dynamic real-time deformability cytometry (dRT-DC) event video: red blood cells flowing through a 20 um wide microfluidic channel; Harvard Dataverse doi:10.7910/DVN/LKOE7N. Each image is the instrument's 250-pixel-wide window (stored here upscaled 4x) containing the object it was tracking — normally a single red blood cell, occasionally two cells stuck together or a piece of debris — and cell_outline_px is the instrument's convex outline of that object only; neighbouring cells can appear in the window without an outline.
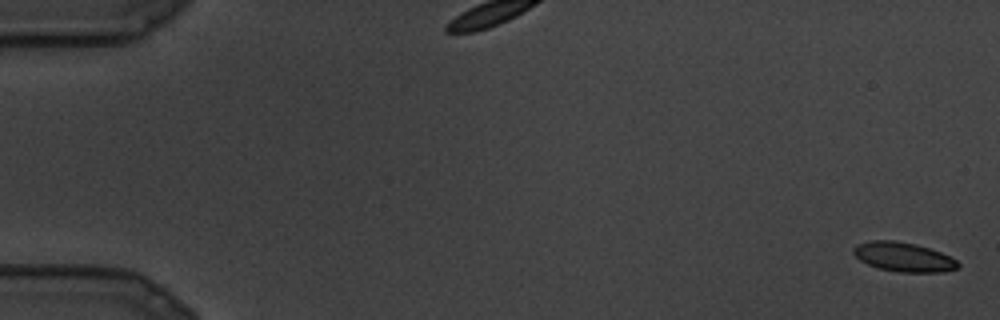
{"species": "common noctule bat (a hibernating species)", "species_latin": "Nyctalus noctula", "temperature_condition": "cold", "stored_images_in_passage": 10, "camera_frame_rate_fps": 3000, "um_per_image_px": 0.085, "animal": {"sex": "male", "body_mass_g": 19.5, "forearm_length_mm": 54.6}, "frame": {"image": 1, "passage_image": 1, "time_ms": 0.0, "image_size_px": [1000, 320], "cell_outline_px": [[960, 268], [944, 272], [900, 272], [876, 268], [860, 260], [852, 252], [852, 248], [856, 244], [868, 240], [896, 240], [916, 244], [940, 252], [956, 260], [960, 264]], "centroid_in_image_um": [76.77, 21.84], "position_along_channel_um": 8.2, "area_um2": 18.03}}